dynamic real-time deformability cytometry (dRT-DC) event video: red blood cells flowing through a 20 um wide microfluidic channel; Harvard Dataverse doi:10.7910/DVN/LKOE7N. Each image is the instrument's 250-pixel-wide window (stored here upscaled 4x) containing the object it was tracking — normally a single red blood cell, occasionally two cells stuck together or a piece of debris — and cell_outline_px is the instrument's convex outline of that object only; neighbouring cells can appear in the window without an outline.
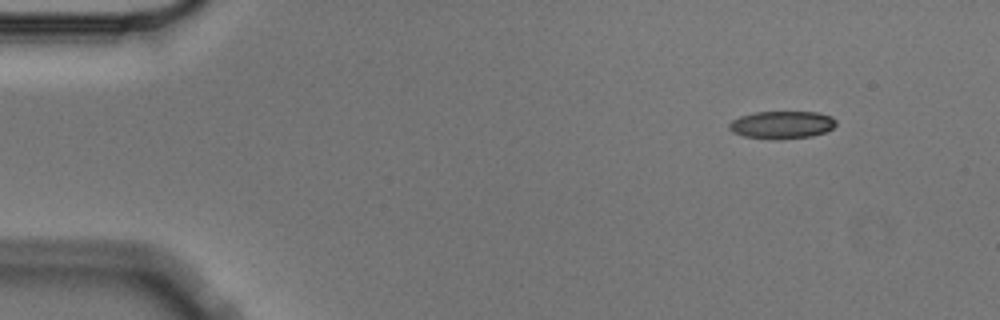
{"species": "Egyptian fruit bat (a non-hibernating species)", "species_latin": "Rousettus aegyptiacus", "temperature_condition": "cold", "stored_images_in_passage": 5, "camera_frame_rate_fps": 3000, "um_per_image_px": 0.085, "animal": {"sex": "male"}, "frame": {"image": 1, "passage_image": 1, "time_ms": 0.0, "image_size_px": [1000, 320], "cell_outline_px": [[836, 124], [832, 128], [824, 132], [812, 136], [776, 140], [744, 136], [732, 132], [728, 128], [728, 124], [732, 120], [740, 116], [756, 112], [816, 112], [832, 116], [836, 120]], "centroid_in_image_um": [66.45, 10.61], "position_along_channel_um": 18.6, "area_um2": 17.28}}
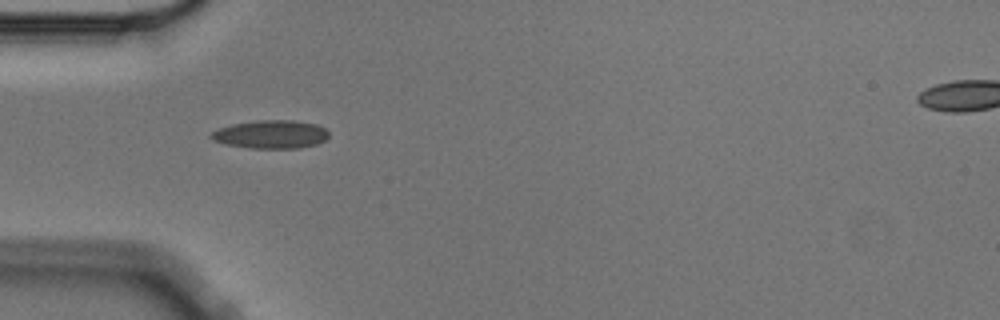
{"frame": {"image": 2, "passage_image": 4, "time_ms": 1.0, "image_size_px": [1000, 320], "cell_outline_px": [[328, 136], [324, 140], [316, 144], [300, 148], [248, 148], [228, 144], [212, 140], [208, 136], [212, 132], [220, 128], [232, 124], [256, 120], [296, 120], [316, 124], [324, 128], [328, 132]], "centroid_in_image_um": [23.02, 11.41], "position_along_channel_um": 62.0, "area_um2": 19.36}}
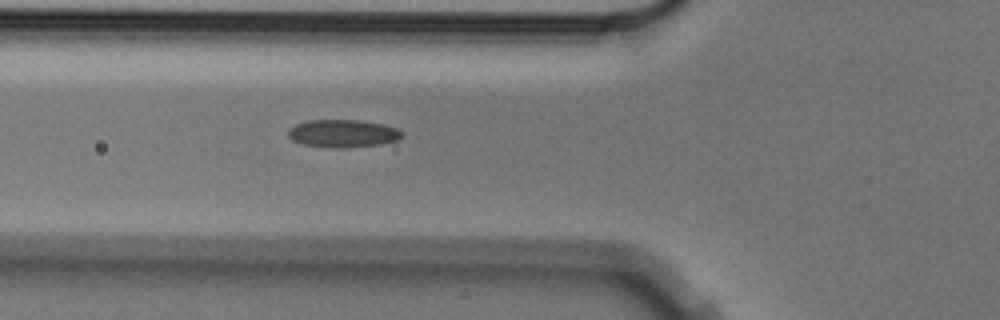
{"frame": {"image": 3, "passage_image": 5, "time_ms": 1.333, "image_size_px": [1000, 320], "cell_outline_px": [[404, 136], [396, 140], [380, 144], [348, 148], [336, 148], [304, 144], [292, 140], [288, 136], [288, 128], [296, 124], [308, 120], [360, 120], [384, 124], [396, 128], [404, 132]], "centroid_in_image_um": [29.16, 11.34], "position_along_channel_um": 96.6, "area_um2": 18.5}}